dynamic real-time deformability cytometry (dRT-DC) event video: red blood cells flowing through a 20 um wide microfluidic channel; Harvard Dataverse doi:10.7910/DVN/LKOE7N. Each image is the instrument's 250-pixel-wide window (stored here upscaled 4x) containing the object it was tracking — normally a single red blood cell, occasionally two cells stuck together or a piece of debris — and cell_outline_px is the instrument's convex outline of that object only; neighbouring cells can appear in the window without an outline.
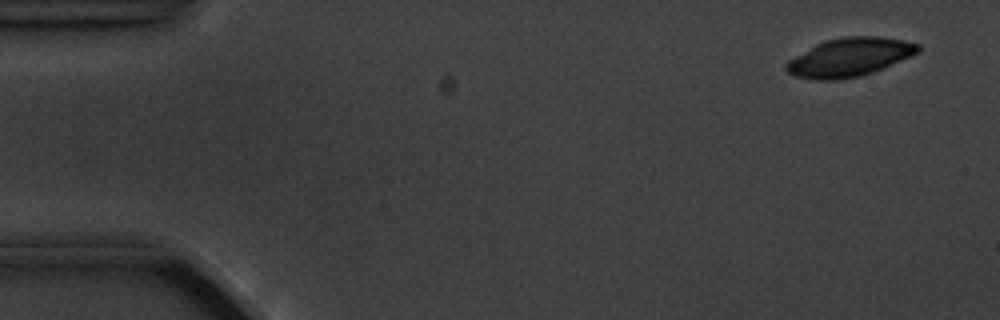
{"species": "common noctule bat (a hibernating species)", "species_latin": "Nyctalus noctula", "temperature_condition": "cold", "stored_images_in_passage": 5, "camera_frame_rate_fps": 3000, "um_per_image_px": 0.085, "animal": {"sex": "male", "body_mass_g": 20.1, "forearm_length_mm": 53.5}, "frame": {"image": 1, "passage_image": 1, "time_ms": 0.0, "image_size_px": [1000, 320], "cell_outline_px": [[920, 52], [912, 56], [872, 72], [860, 76], [840, 80], [812, 80], [796, 76], [788, 72], [784, 68], [784, 64], [788, 60], [816, 44], [824, 40], [844, 36], [880, 36], [904, 40], [920, 44]], "centroid_in_image_um": [72.21, 4.86], "position_along_channel_um": 12.8, "area_um2": 29.77}}